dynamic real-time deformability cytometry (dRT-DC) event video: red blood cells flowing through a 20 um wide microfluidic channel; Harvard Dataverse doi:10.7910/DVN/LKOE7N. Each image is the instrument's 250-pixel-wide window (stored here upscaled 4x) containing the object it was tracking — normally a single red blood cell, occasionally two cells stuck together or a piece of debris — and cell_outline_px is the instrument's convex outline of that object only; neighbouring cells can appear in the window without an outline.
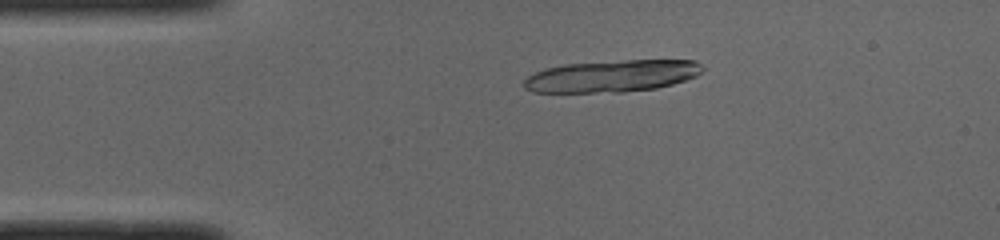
{"species": "common noctule bat (a hibernating species)", "species_latin": "Nyctalus noctula", "temperature_condition": "cold", "stored_images_in_passage": 15, "camera_frame_rate_fps": 3000, "um_per_image_px": 0.085, "animal": {"sex": "male", "body_mass_g": 19.0, "forearm_length_mm": 50.8}, "frame": {"image": 1, "passage_image": 9, "time_ms": 2.667, "image_size_px": [1000, 240], "cell_outline_px": [[704, 68], [696, 76], [672, 84], [656, 88], [620, 92], [532, 92], [524, 88], [524, 80], [528, 76], [536, 72], [548, 68], [564, 64], [628, 60], [696, 60]], "centroid_in_image_um": [52.02, 6.46], "position_along_channel_um": 33.0, "area_um2": 33.0}}